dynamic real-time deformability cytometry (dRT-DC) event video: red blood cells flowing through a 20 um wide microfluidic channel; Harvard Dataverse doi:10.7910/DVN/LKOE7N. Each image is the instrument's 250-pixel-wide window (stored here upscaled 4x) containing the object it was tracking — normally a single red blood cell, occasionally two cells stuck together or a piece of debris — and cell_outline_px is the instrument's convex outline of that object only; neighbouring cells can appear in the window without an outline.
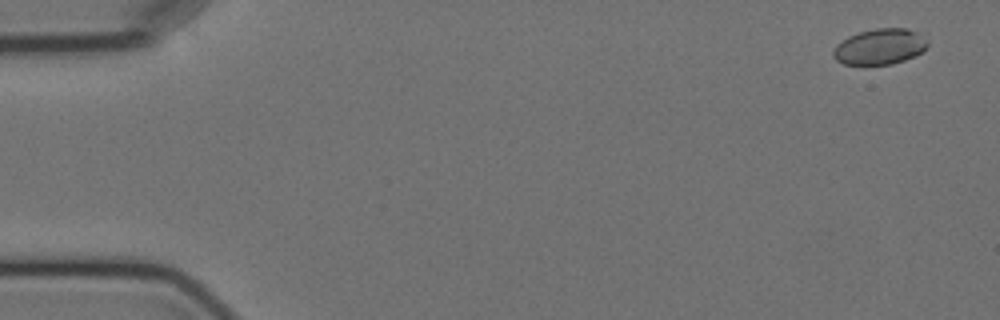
{"species": "Egyptian fruit bat (a non-hibernating species)", "species_latin": "Rousettus aegyptiacus", "temperature_condition": "cold", "stored_images_in_passage": 11, "camera_frame_rate_fps": 3000, "um_per_image_px": 0.085, "animal": {"sex": "female"}, "frame": {"image": 1, "passage_image": 1, "time_ms": 0.0, "image_size_px": [1000, 320], "cell_outline_px": [[928, 44], [916, 56], [892, 64], [844, 64], [836, 60], [832, 56], [832, 52], [836, 44], [848, 36], [860, 32], [876, 28], [904, 28], [928, 32]], "centroid_in_image_um": [74.85, 3.94], "position_along_channel_um": 10.2, "area_um2": 20.06}}
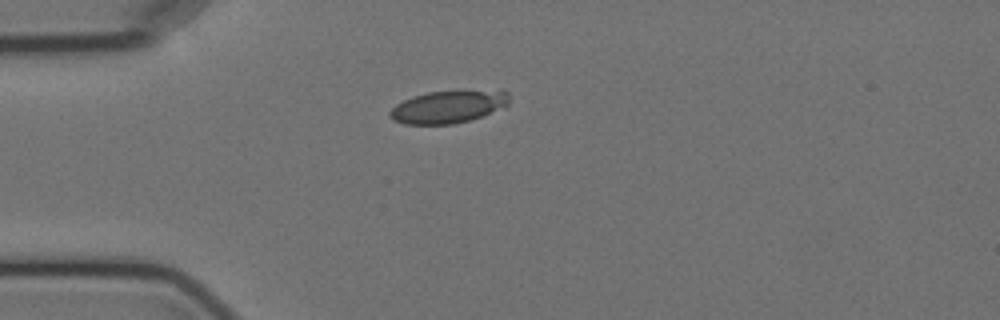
{"frame": {"image": 2, "passage_image": 4, "time_ms": 4.333, "image_size_px": [1000, 320], "cell_outline_px": [[508, 108], [484, 116], [452, 124], [404, 124], [392, 120], [388, 116], [388, 112], [396, 104], [412, 96], [428, 92], [500, 88], [504, 88], [508, 92]], "centroid_in_image_um": [38.2, 9.05], "position_along_channel_um": 46.8, "area_um2": 23.52}}